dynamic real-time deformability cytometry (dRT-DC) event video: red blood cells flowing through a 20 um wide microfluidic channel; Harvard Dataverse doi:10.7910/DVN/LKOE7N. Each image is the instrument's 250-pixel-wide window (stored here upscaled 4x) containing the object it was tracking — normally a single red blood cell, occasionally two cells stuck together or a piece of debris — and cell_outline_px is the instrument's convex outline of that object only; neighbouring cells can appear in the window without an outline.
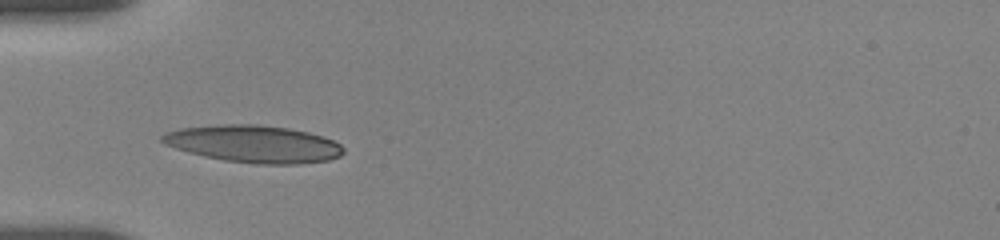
{"species": "human", "species_latin": "Homo sapiens", "temperature_condition": "room temperature", "stored_images_in_passage": 30, "camera_frame_rate_fps": 3000, "um_per_image_px": 0.085, "donor": {"sex": "female"}, "frame": {"image": 1, "passage_image": 8, "time_ms": 4.333, "image_size_px": [1000, 240], "cell_outline_px": [[344, 152], [340, 156], [328, 160], [296, 164], [256, 164], [224, 160], [204, 156], [188, 152], [164, 144], [160, 140], [160, 136], [164, 132], [180, 128], [216, 124], [260, 124], [288, 128], [308, 132], [324, 136], [340, 144], [344, 148]], "centroid_in_image_um": [21.55, 12.22], "position_along_channel_um": 63.5, "area_um2": 39.59}}
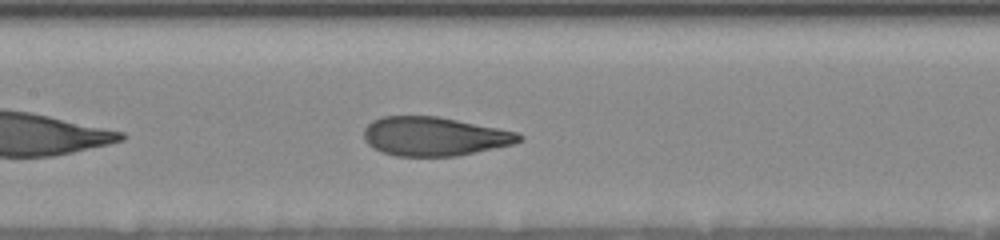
{"frame": {"image": 2, "passage_image": 13, "time_ms": 7.333, "image_size_px": [1000, 240], "cell_outline_px": [[524, 140], [512, 144], [456, 156], [396, 156], [380, 152], [372, 148], [364, 140], [364, 128], [372, 120], [384, 116], [436, 116], [516, 132], [524, 136]], "centroid_in_image_um": [36.86, 11.6], "position_along_channel_um": 170.5, "area_um2": 35.03}}
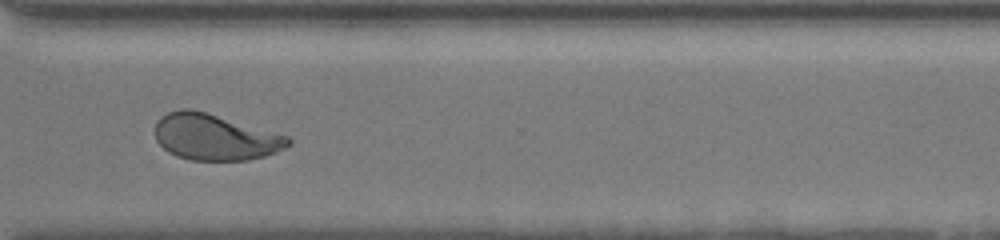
{"frame": {"image": 3, "passage_image": 23, "time_ms": 12.333, "image_size_px": [1000, 240], "cell_outline_px": [[292, 144], [276, 152], [264, 156], [248, 160], [188, 160], [176, 156], [168, 152], [156, 140], [156, 120], [160, 116], [168, 112], [180, 108], [192, 108], [288, 136], [292, 140]], "centroid_in_image_um": [18.25, 11.65], "position_along_channel_um": 352.4, "area_um2": 35.84}, "authors_computed_cell_mechanics": {"area_um2": 36.7897, "velocity_mm_per_s": 3.6453, "shape_relaxation_time_tau1_ms": 4.6652, "shape_relaxation_time_tau2_ms": 0.7975, "deformation_change_tau1": 0.1916, "deformation_change_tau2": 0.0735}}